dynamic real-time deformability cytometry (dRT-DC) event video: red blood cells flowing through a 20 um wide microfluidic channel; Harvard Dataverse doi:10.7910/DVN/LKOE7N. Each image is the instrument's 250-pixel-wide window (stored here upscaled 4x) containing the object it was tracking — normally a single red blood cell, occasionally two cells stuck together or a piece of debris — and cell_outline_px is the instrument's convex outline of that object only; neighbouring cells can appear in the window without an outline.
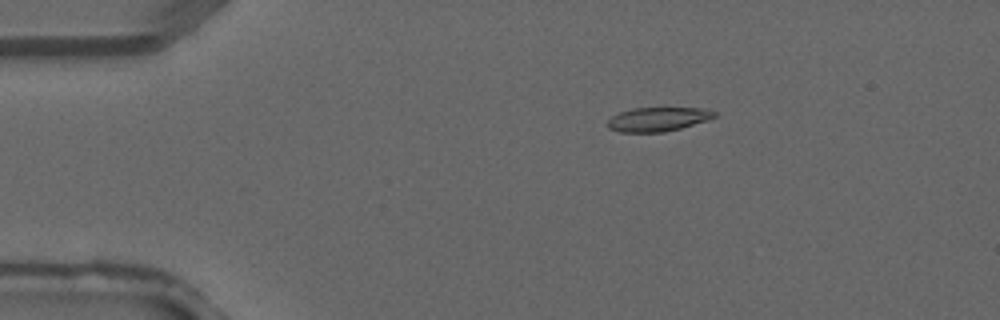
{"species": "common noctule bat (a hibernating species)", "species_latin": "Nyctalus noctula", "temperature_condition": "warm", "stored_images_in_passage": 4, "camera_frame_rate_fps": 3000, "um_per_image_px": 0.085, "animal": {"sex": "male", "forearm_length_mm": 52.5}, "frame": {"image": 1, "passage_image": 3, "time_ms": 0.667, "image_size_px": [1000, 320], "cell_outline_px": [[716, 116], [708, 120], [680, 128], [664, 132], [620, 132], [608, 128], [604, 124], [612, 116], [620, 112], [632, 108], [704, 108], [716, 112]], "centroid_in_image_um": [55.89, 10.14], "position_along_channel_um": 29.1, "area_um2": 15.03}}